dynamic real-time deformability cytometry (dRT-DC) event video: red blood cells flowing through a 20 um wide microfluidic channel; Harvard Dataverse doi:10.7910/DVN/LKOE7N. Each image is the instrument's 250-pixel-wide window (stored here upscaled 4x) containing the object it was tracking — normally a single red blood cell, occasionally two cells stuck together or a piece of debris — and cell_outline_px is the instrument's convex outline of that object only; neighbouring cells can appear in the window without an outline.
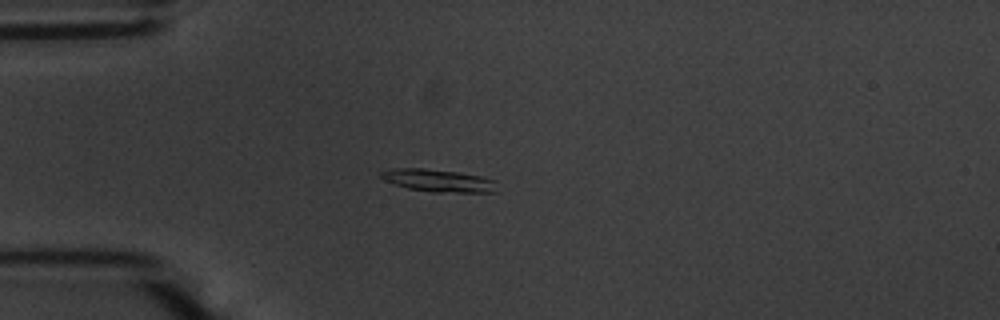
{"species": "common noctule bat (a hibernating species)", "species_latin": "Nyctalus noctula", "temperature_condition": "warm", "stored_images_in_passage": 42, "camera_frame_rate_fps": 3000, "um_per_image_px": 0.085, "animal": {"sex": "male", "body_mass_g": 20.1, "forearm_length_mm": 53.5}, "frame": {"image": 1, "passage_image": 2, "time_ms": 0.333, "image_size_px": [1000, 320], "cell_outline_px": [[496, 192], [432, 192], [408, 188], [384, 180], [380, 176], [380, 172], [396, 168], [424, 168], [456, 172], [480, 176], [496, 180]], "centroid_in_image_um": [37.28, 15.35], "position_along_channel_um": 47.7, "area_um2": 15.09}}
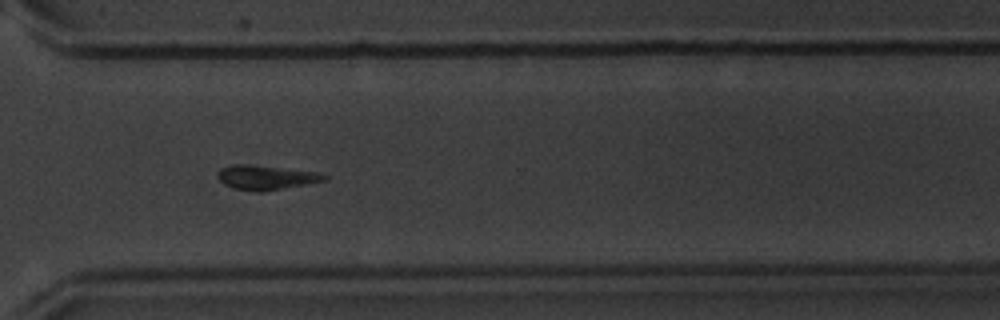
{"frame": {"image": 2, "passage_image": 28, "time_ms": 9.0, "image_size_px": [1000, 320], "cell_outline_px": [[328, 180], [308, 184], [260, 192], [256, 192], [236, 188], [224, 184], [216, 176], [216, 172], [220, 168], [236, 164], [320, 172], [328, 176]], "centroid_in_image_um": [22.63, 15.1], "position_along_channel_um": 348.0, "area_um2": 14.91}}
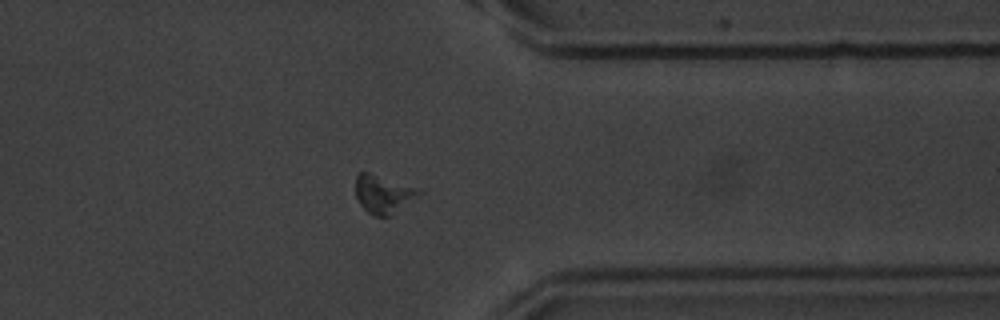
{"frame": {"image": 3, "passage_image": 31, "time_ms": 10.0, "image_size_px": [1000, 320], "cell_outline_px": [[424, 192], [420, 196], [392, 216], [376, 216], [368, 212], [360, 204], [356, 196], [356, 176], [360, 172], [368, 172], [416, 188]], "centroid_in_image_um": [32.61, 16.53], "position_along_channel_um": 378.8, "area_um2": 14.05}, "authors_computed_cell_mechanics": {"area_um2": 14.2477, "velocity_mm_per_s": 3.6523, "shape_relaxation_time_tau1_ms": 1.4626, "shape_relaxation_time_tau2_ms": null, "deformation_change_tau1": 0.1293, "deformation_change_tau2": null}}